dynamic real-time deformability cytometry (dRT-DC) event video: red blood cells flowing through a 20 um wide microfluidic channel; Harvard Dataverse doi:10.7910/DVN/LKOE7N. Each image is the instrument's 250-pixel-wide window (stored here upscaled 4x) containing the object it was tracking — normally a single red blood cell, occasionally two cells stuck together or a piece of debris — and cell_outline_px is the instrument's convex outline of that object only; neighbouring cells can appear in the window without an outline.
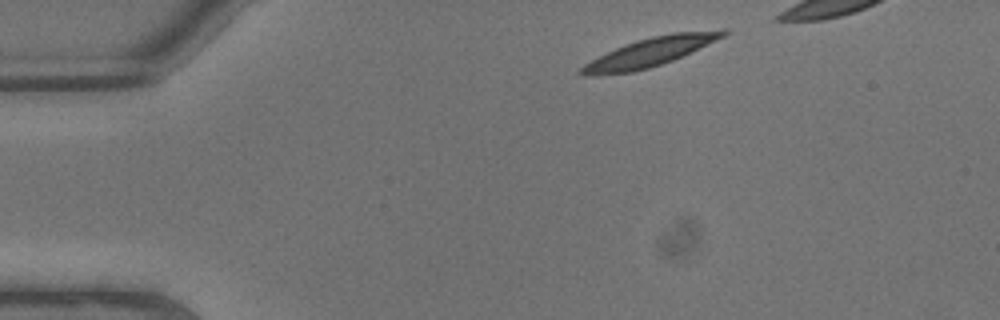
{"species": "common noctule bat (a hibernating species)", "species_latin": "Nyctalus noctula", "temperature_condition": "warm", "stored_images_in_passage": 6, "segment_of_instrument_passage": [1, 2], "camera_frame_rate_fps": 3000, "um_per_image_px": 0.085, "animal": {"sex": "male", "body_mass_g": 13.3}, "frame": {"image": 1, "passage_image": 1, "time_ms": 0.0, "image_size_px": [1000, 320], "cell_outline_px": [[732, 32], [724, 36], [672, 60], [648, 68], [632, 72], [596, 76], [584, 76], [576, 72], [584, 64], [624, 44], [636, 40], [652, 36], [672, 32], [724, 28], [732, 28]], "centroid_in_image_um": [55.28, 4.4], "position_along_channel_um": 29.7, "area_um2": 23.93}}
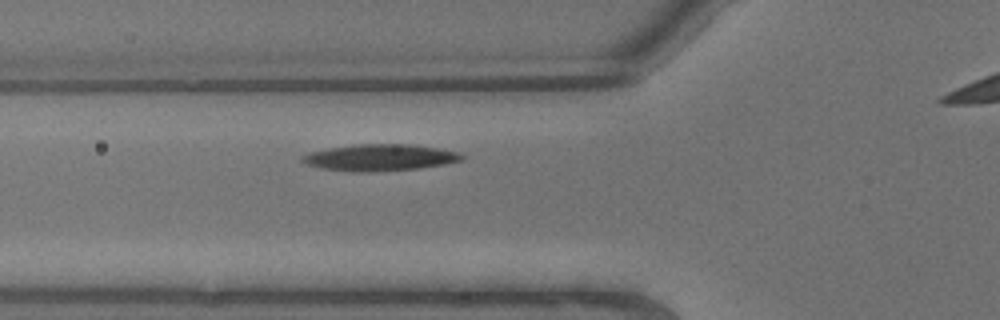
{"frame": {"image": 2, "passage_image": 5, "time_ms": 1.333, "image_size_px": [1000, 320], "cell_outline_px": [[464, 160], [444, 164], [420, 168], [368, 172], [352, 172], [320, 168], [308, 164], [300, 160], [300, 156], [312, 152], [328, 148], [356, 144], [408, 144], [436, 148], [456, 152], [464, 156]], "centroid_in_image_um": [32.26, 13.39], "position_along_channel_um": 93.5, "area_um2": 24.57}}